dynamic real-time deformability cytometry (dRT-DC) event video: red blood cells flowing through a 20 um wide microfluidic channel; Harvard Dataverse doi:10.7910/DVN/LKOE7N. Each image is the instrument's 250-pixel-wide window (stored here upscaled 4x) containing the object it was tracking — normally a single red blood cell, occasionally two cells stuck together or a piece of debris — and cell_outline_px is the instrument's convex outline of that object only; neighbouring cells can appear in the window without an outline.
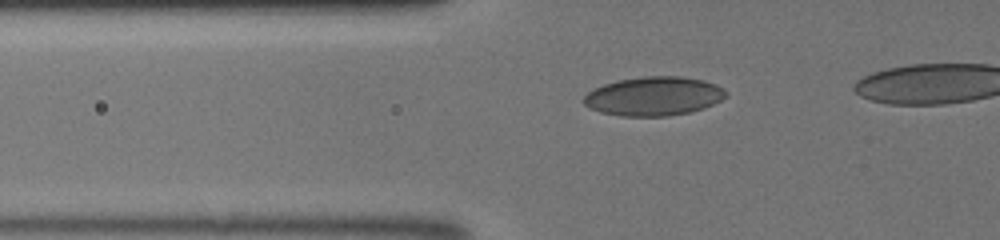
{"species": "human", "species_latin": "Homo sapiens", "temperature_condition": "room temperature", "stored_images_in_passage": 30, "camera_frame_rate_fps": 3000, "um_per_image_px": 0.085, "donor": {"sex": "male"}, "frame": {"image": 1, "passage_image": 6, "time_ms": 1.667, "image_size_px": [1000, 240], "cell_outline_px": [[728, 96], [704, 108], [688, 112], [668, 116], [620, 116], [600, 112], [588, 108], [580, 100], [588, 92], [604, 84], [616, 80], [644, 76], [680, 76], [704, 80], [716, 84], [724, 88], [728, 92]], "centroid_in_image_um": [55.56, 8.17], "position_along_channel_um": 70.2, "area_um2": 32.54}}
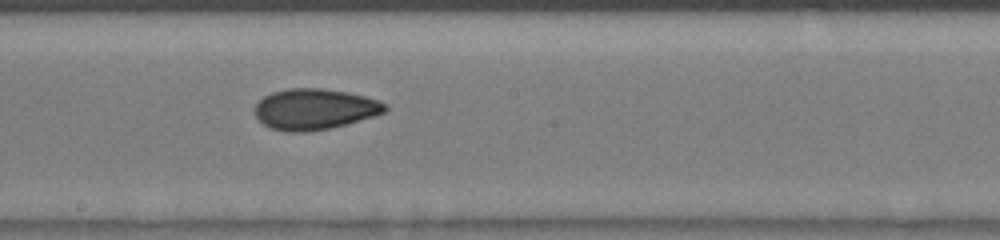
{"frame": {"image": 2, "passage_image": 16, "time_ms": 5.0, "image_size_px": [1000, 240], "cell_outline_px": [[388, 108], [384, 112], [376, 116], [328, 128], [308, 132], [288, 132], [272, 128], [264, 124], [256, 116], [256, 104], [264, 96], [272, 92], [288, 88], [320, 88], [348, 92], [380, 100]], "centroid_in_image_um": [26.75, 9.27], "position_along_channel_um": 221.4, "area_um2": 30.81}}
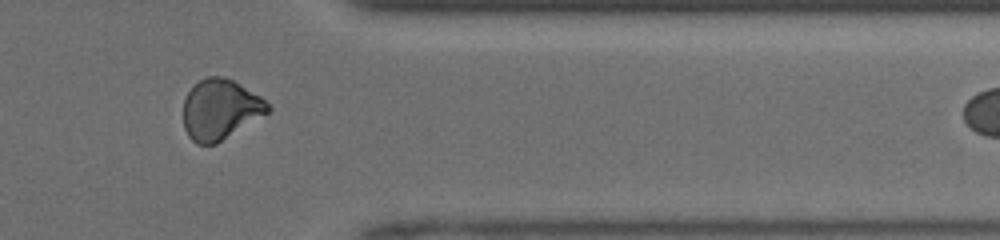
{"frame": {"image": 3, "passage_image": 27, "time_ms": 8.667, "image_size_px": [1000, 240], "cell_outline_px": [[272, 108], [268, 112], [216, 144], [196, 144], [188, 136], [184, 128], [184, 100], [188, 92], [200, 80], [208, 76], [224, 76], [232, 80], [260, 96]], "centroid_in_image_um": [18.7, 9.31], "position_along_channel_um": 392.7, "area_um2": 29.3}}